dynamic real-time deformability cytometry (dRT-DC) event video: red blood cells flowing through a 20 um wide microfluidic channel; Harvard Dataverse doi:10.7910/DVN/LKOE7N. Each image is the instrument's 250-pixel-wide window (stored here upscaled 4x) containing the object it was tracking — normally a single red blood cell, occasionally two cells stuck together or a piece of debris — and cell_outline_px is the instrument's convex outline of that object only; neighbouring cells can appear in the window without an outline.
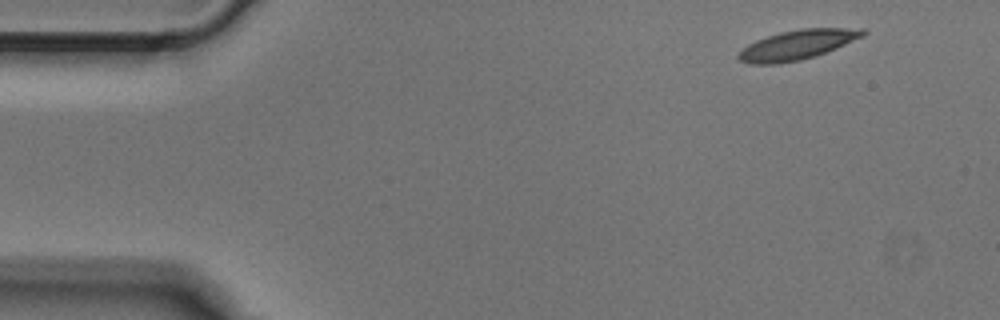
{"species": "Egyptian fruit bat (a non-hibernating species)", "species_latin": "Rousettus aegyptiacus", "temperature_condition": "cold", "stored_images_in_passage": 3, "camera_frame_rate_fps": 3000, "um_per_image_px": 0.085, "animal": {"sex": "male"}, "frame": {"image": 1, "passage_image": 1, "time_ms": 0.0, "image_size_px": [1000, 320], "cell_outline_px": [[868, 32], [864, 36], [836, 48], [816, 56], [800, 60], [780, 64], [748, 64], [740, 60], [736, 56], [748, 44], [756, 40], [780, 32], [800, 28], [864, 28]], "centroid_in_image_um": [67.79, 3.81], "position_along_channel_um": 17.2, "area_um2": 21.56}}
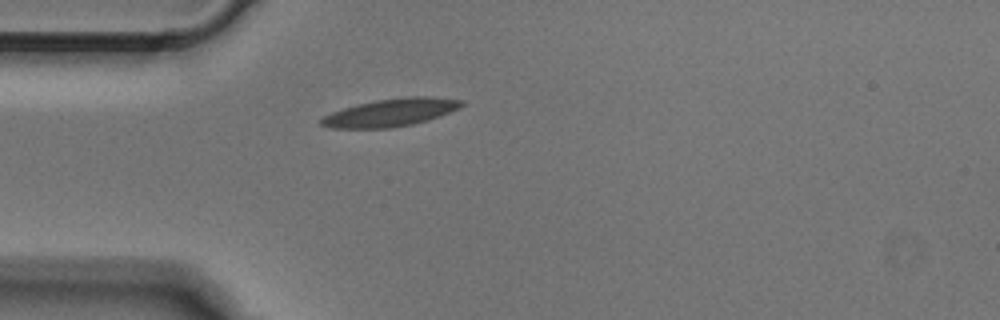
{"frame": {"image": 2, "passage_image": 3, "time_ms": 0.667, "image_size_px": [1000, 320], "cell_outline_px": [[464, 104], [460, 108], [440, 116], [428, 120], [412, 124], [392, 128], [332, 128], [320, 124], [320, 120], [324, 116], [332, 112], [356, 104], [376, 100], [408, 96], [428, 96], [464, 100]], "centroid_in_image_um": [33.24, 9.56], "position_along_channel_um": 51.8, "area_um2": 22.72}}